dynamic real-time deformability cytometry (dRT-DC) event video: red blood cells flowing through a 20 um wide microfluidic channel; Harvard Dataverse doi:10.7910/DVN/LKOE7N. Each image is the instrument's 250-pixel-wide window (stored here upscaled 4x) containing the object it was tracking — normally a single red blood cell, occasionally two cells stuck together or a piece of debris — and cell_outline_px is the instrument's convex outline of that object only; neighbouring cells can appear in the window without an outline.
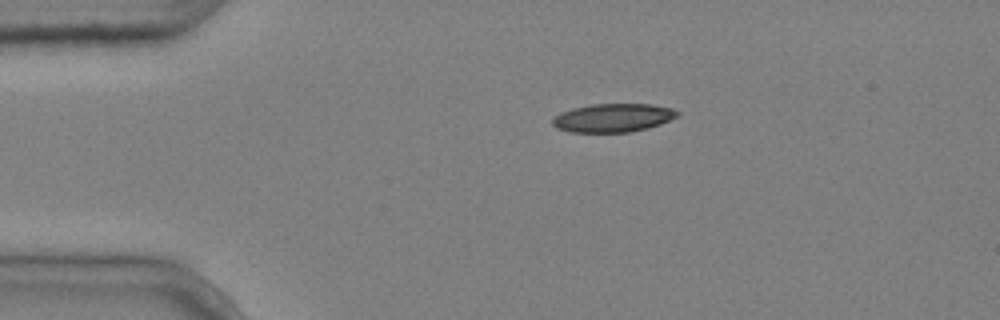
{"species": "common noctule bat (a hibernating species)", "species_latin": "Nyctalus noctula", "temperature_condition": "cold", "stored_images_in_passage": 3, "segment_of_instrument_passage": [1, 2], "camera_frame_rate_fps": 3000, "um_per_image_px": 0.085, "animal": {"sex": "male", "body_mass_g": 20.4}, "frame": {"image": 1, "passage_image": 1, "time_ms": 0.0, "image_size_px": [1000, 320], "cell_outline_px": [[680, 116], [660, 124], [648, 128], [628, 132], [572, 132], [556, 128], [552, 124], [552, 120], [560, 112], [572, 108], [592, 104], [652, 104], [672, 108], [680, 112]], "centroid_in_image_um": [52.13, 10.01], "position_along_channel_um": 32.9, "area_um2": 20.81}}